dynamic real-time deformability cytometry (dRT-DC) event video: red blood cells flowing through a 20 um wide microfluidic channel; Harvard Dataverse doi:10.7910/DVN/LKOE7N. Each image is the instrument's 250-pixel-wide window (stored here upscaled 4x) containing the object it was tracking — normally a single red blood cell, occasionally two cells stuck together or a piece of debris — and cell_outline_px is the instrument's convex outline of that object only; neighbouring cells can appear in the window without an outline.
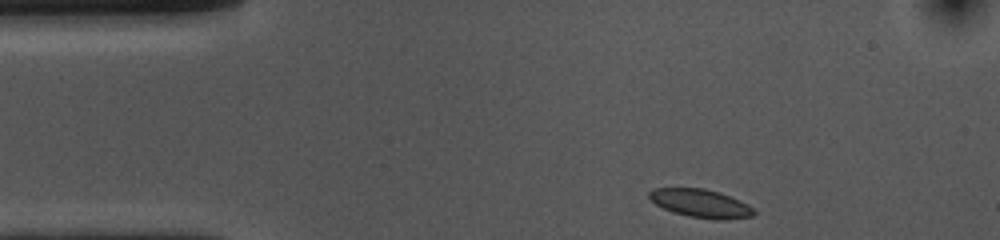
{"species": "common noctule bat (a hibernating species)", "species_latin": "Nyctalus noctula", "temperature_condition": "cold", "stored_images_in_passage": 36, "camera_frame_rate_fps": 3000, "um_per_image_px": 0.085, "animal": {"sex": "female", "body_mass_g": 10.0, "forearm_length_mm": 53.1}, "frame": {"image": 1, "passage_image": 1, "time_ms": 0.0, "image_size_px": [1000, 240], "cell_outline_px": [[756, 212], [752, 216], [720, 220], [688, 216], [664, 208], [656, 204], [648, 196], [648, 192], [652, 188], [704, 188], [720, 192], [740, 200], [748, 204]], "centroid_in_image_um": [59.57, 17.27], "position_along_channel_um": 25.4, "area_um2": 17.11}}
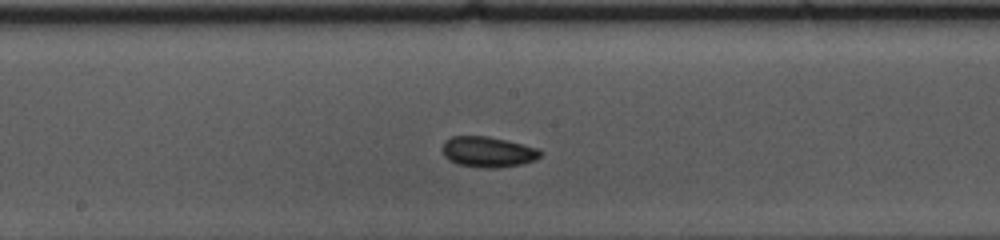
{"frame": {"image": 2, "passage_image": 20, "time_ms": 6.333, "image_size_px": [1000, 240], "cell_outline_px": [[540, 156], [536, 160], [524, 164], [496, 168], [484, 168], [456, 164], [448, 160], [444, 156], [440, 148], [444, 140], [452, 136], [488, 136], [536, 148], [540, 152]], "centroid_in_image_um": [41.4, 12.92], "position_along_channel_um": 206.8, "area_um2": 17.57}}
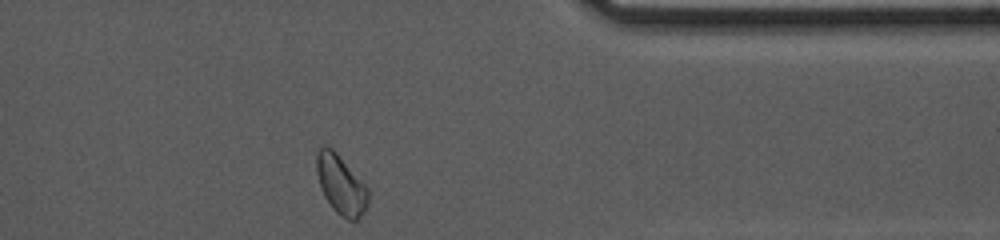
{"frame": {"image": 3, "passage_image": 36, "time_ms": 11.667, "image_size_px": [1000, 240], "cell_outline_px": [[368, 200], [364, 212], [356, 220], [348, 220], [340, 216], [332, 208], [324, 196], [320, 188], [316, 172], [316, 152], [324, 144], [332, 148], [336, 152], [368, 188]], "centroid_in_image_um": [28.94, 15.69], "position_along_channel_um": 382.5, "area_um2": 17.8}, "authors_computed_cell_mechanics": {"area_um2": 16.9065, "velocity_mm_per_s": 3.6216, "shape_relaxation_time_tau1_ms": 4.3481, "shape_relaxation_time_tau2_ms": 4.9976, "deformation_change_tau1": 0.0603, "deformation_change_tau2": 0.0707}}